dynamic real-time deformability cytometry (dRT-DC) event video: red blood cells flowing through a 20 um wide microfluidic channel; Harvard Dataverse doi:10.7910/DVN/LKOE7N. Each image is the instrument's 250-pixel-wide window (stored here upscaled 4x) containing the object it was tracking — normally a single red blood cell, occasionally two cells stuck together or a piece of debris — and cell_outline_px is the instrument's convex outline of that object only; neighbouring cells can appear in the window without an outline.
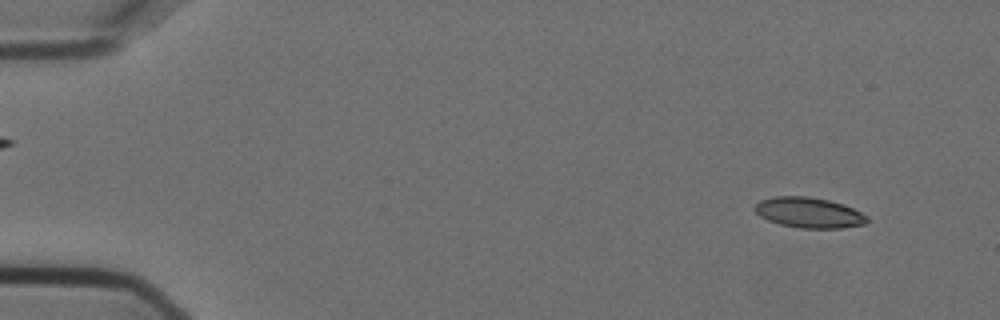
{"species": "Egyptian fruit bat (a non-hibernating species)", "species_latin": "Rousettus aegyptiacus", "temperature_condition": "cold", "stored_images_in_passage": 5, "camera_frame_rate_fps": 3000, "um_per_image_px": 0.085, "animal": {"sex": "female"}, "frame": {"image": 1, "passage_image": 2, "time_ms": 0.333, "image_size_px": [1000, 320], "cell_outline_px": [[868, 220], [864, 224], [840, 228], [800, 228], [780, 224], [768, 220], [760, 216], [756, 212], [756, 204], [760, 200], [772, 196], [808, 196], [828, 200], [844, 204], [868, 216]], "centroid_in_image_um": [68.76, 18.07], "position_along_channel_um": 16.2, "area_um2": 19.83}}
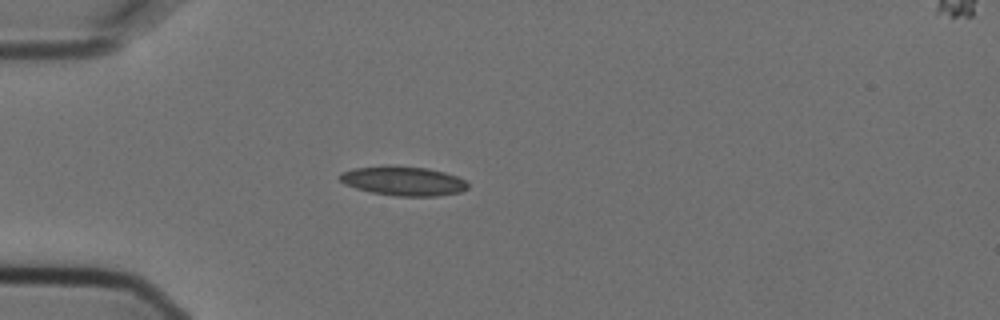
{"frame": {"image": 2, "passage_image": 5, "time_ms": 1.333, "image_size_px": [1000, 320], "cell_outline_px": [[468, 188], [460, 192], [436, 196], [396, 196], [372, 192], [356, 188], [344, 184], [336, 176], [340, 172], [352, 168], [428, 168], [444, 172], [456, 176], [464, 180], [468, 184]], "centroid_in_image_um": [34.28, 15.42], "position_along_channel_um": 50.7, "area_um2": 21.1}}